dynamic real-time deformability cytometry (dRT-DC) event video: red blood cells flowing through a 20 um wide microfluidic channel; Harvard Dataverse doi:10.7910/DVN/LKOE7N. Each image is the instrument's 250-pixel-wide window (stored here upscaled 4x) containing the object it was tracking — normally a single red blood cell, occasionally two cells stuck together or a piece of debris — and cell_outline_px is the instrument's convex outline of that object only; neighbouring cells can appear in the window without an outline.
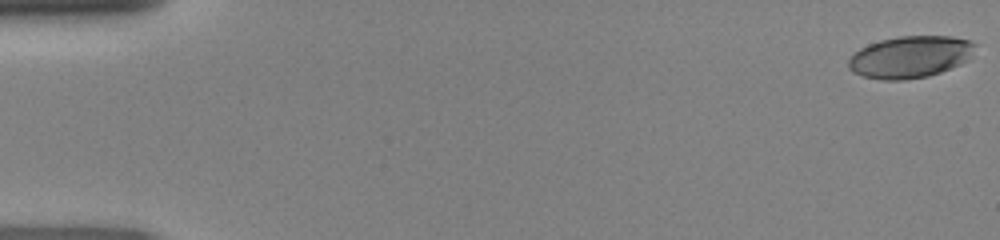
{"species": "human", "species_latin": "Homo sapiens", "temperature_condition": "room temperature", "stored_images_in_passage": 48, "camera_frame_rate_fps": 3000, "um_per_image_px": 0.085, "donor": {"sex": "female"}, "frame": {"image": 1, "passage_image": 1, "time_ms": 0.0, "image_size_px": [1000, 240], "cell_outline_px": [[976, 44], [964, 60], [960, 64], [940, 72], [928, 76], [904, 80], [884, 80], [864, 76], [852, 72], [848, 68], [848, 60], [860, 48], [868, 44], [880, 40], [900, 36], [952, 36], [968, 40]], "centroid_in_image_um": [77.3, 4.84], "position_along_channel_um": 7.7, "area_um2": 30.52}}
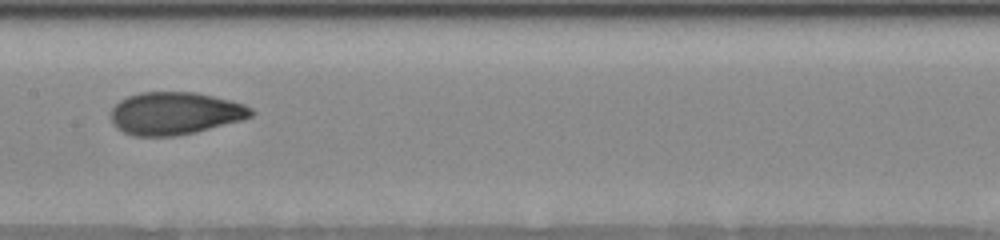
{"frame": {"image": 2, "passage_image": 25, "time_ms": 8.0, "image_size_px": [1000, 240], "cell_outline_px": [[256, 112], [252, 116], [240, 120], [196, 132], [176, 136], [136, 136], [124, 132], [112, 124], [112, 108], [120, 100], [128, 96], [140, 92], [196, 92], [244, 104], [252, 108]], "centroid_in_image_um": [14.88, 9.63], "position_along_channel_um": 192.5, "area_um2": 34.62}}
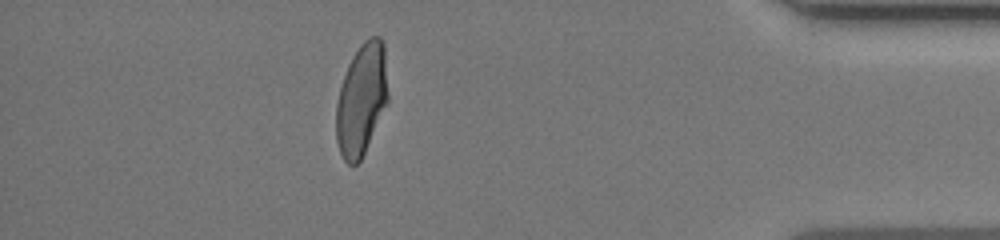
{"frame": {"image": 3, "passage_image": 43, "time_ms": 14.0, "image_size_px": [1000, 240], "cell_outline_px": [[388, 104], [360, 160], [356, 164], [348, 164], [344, 160], [340, 152], [336, 140], [336, 104], [340, 88], [348, 64], [352, 56], [360, 44], [368, 36], [380, 36], [384, 44], [388, 96]], "centroid_in_image_um": [30.73, 8.43], "position_along_channel_um": 404.5, "area_um2": 33.87}}